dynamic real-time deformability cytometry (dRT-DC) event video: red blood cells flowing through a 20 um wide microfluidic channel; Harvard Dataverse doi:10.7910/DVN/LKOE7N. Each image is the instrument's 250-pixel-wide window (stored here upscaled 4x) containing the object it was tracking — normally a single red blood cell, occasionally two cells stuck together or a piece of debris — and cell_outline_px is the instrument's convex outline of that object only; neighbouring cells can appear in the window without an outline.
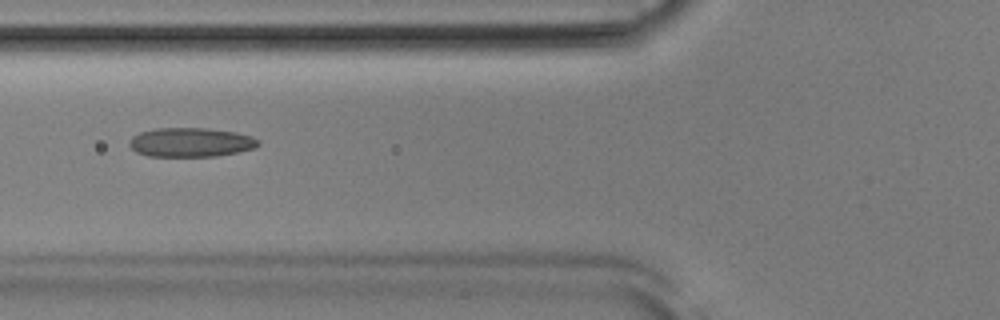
{"species": "Egyptian fruit bat (a non-hibernating species)", "species_latin": "Rousettus aegyptiacus", "temperature_condition": "room temperature", "stored_images_in_passage": 52, "camera_frame_rate_fps": 3000, "um_per_image_px": 0.085, "animal": {"sex": "male"}, "frame": {"image": 1, "passage_image": 20, "time_ms": 6.333, "image_size_px": [1000, 320], "cell_outline_px": [[260, 144], [256, 148], [216, 156], [148, 156], [136, 152], [128, 144], [128, 140], [132, 136], [140, 132], [156, 128], [208, 128], [236, 132], [252, 136], [260, 140]], "centroid_in_image_um": [16.22, 12.09], "position_along_channel_um": 109.6, "area_um2": 22.08}}
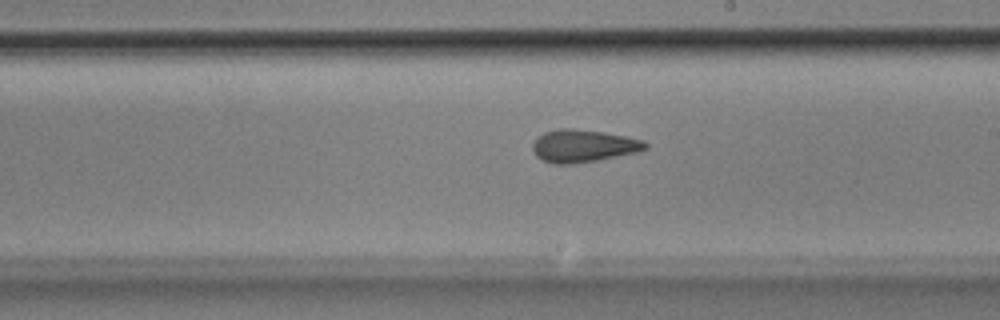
{"frame": {"image": 2, "passage_image": 30, "time_ms": 9.667, "image_size_px": [1000, 320], "cell_outline_px": [[648, 148], [640, 152], [596, 160], [568, 164], [556, 164], [540, 160], [536, 156], [532, 148], [532, 144], [536, 136], [544, 132], [556, 128], [572, 128], [604, 132], [628, 136], [644, 140], [648, 144]], "centroid_in_image_um": [49.58, 12.39], "position_along_channel_um": 239.4, "area_um2": 21.73}}
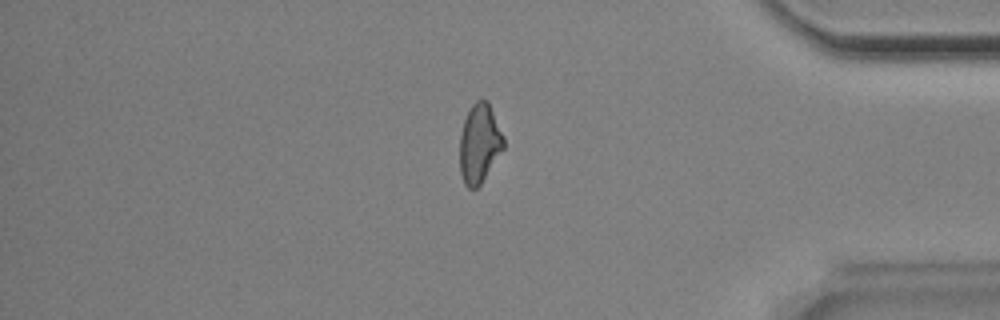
{"frame": {"image": 3, "passage_image": 44, "time_ms": 14.333, "image_size_px": [1000, 320], "cell_outline_px": [[504, 148], [480, 184], [476, 188], [468, 188], [464, 184], [460, 172], [460, 136], [464, 120], [472, 104], [476, 100], [488, 100], [504, 136]], "centroid_in_image_um": [40.75, 12.18], "position_along_channel_um": 394.4, "area_um2": 20.11}, "authors_computed_cell_mechanics": {"area_um2": 21.3282, "velocity_mm_per_s": 3.8978, "shape_relaxation_time_tau1_ms": 5.7762, "shape_relaxation_time_tau2_ms": 2.2629, "deformation_change_tau1": 0.1393, "deformation_change_tau2": 0.0997}}